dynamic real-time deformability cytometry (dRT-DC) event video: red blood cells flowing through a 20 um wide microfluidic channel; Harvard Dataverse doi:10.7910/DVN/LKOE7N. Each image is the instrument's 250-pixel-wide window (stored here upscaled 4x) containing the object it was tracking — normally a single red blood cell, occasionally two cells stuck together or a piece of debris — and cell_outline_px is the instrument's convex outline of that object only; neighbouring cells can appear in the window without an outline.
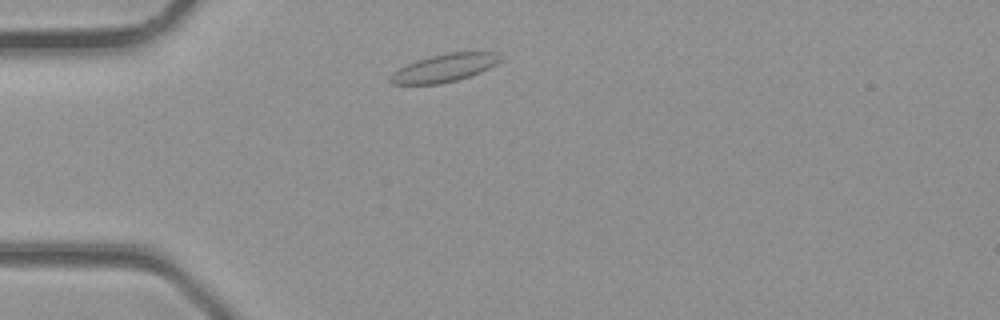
{"species": "common noctule bat (a hibernating species)", "species_latin": "Nyctalus noctula", "temperature_condition": "room temperature", "stored_images_in_passage": 3, "camera_frame_rate_fps": 3000, "um_per_image_px": 0.085, "animal": {"sex": "male", "body_mass_g": 23.1, "forearm_length_mm": 52.7}, "frame": {"image": 1, "passage_image": 3, "time_ms": 0.667, "image_size_px": [1000, 320], "cell_outline_px": [[500, 60], [496, 64], [480, 72], [456, 80], [440, 84], [392, 84], [388, 80], [392, 72], [416, 60], [428, 56], [448, 52], [496, 52]], "centroid_in_image_um": [37.72, 5.77], "position_along_channel_um": 47.3, "area_um2": 17.69}}